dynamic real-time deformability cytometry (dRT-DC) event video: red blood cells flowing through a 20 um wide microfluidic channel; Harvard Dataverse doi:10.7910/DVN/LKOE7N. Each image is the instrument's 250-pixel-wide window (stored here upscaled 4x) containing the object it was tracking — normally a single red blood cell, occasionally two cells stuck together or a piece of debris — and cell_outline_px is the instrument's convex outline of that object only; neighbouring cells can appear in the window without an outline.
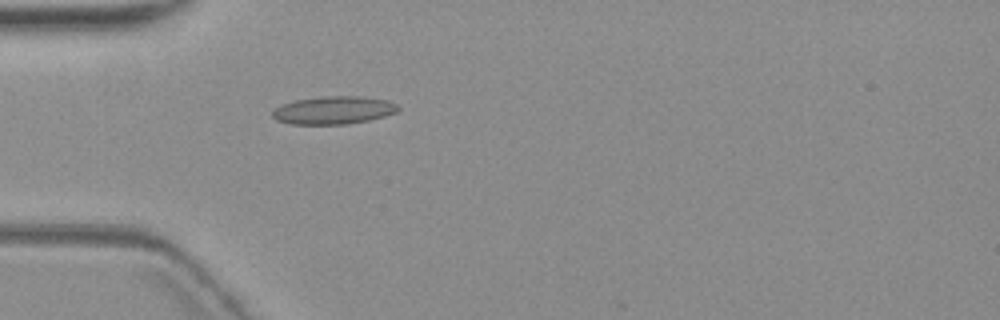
{"species": "common noctule bat (a hibernating species)", "species_latin": "Nyctalus noctula", "temperature_condition": "warm", "stored_images_in_passage": 4, "camera_frame_rate_fps": 3000, "um_per_image_px": 0.085, "animal": {"sex": "female", "body_mass_g": 19.3, "forearm_length_mm": 54.1}, "frame": {"image": 1, "passage_image": 4, "time_ms": 4.667, "image_size_px": [1000, 320], "cell_outline_px": [[400, 108], [396, 112], [384, 116], [368, 120], [348, 124], [292, 124], [276, 120], [272, 116], [272, 112], [280, 104], [296, 100], [324, 96], [360, 96], [388, 100], [396, 104]], "centroid_in_image_um": [28.35, 9.36], "position_along_channel_um": 56.7, "area_um2": 20.4}}